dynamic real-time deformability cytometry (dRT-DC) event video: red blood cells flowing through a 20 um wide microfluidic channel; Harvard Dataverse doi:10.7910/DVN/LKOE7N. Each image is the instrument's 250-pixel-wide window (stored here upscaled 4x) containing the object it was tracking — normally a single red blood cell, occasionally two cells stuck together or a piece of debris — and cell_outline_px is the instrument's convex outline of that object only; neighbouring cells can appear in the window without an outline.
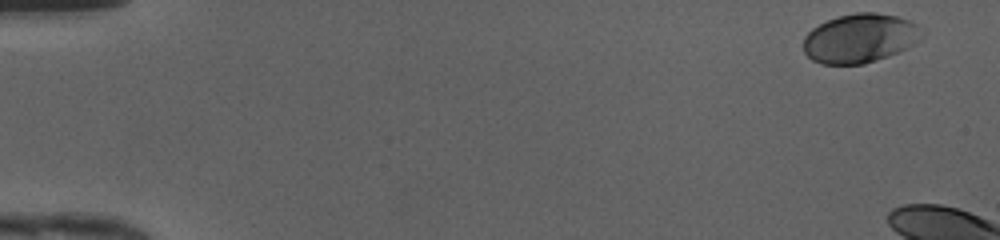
{"species": "human", "species_latin": "Homo sapiens", "temperature_condition": "cold", "stored_images_in_passage": 1, "camera_frame_rate_fps": 3000, "um_per_image_px": 0.085, "donor": {"sex": "female"}, "frame": {"image": 1, "passage_image": 1, "time_ms": 0.0, "image_size_px": [1000, 240], "cell_outline_px": [[896, 20], [880, 56], [872, 60], [860, 64], [828, 64], [816, 60], [804, 48], [804, 40], [820, 24], [844, 16], [892, 16]], "centroid_in_image_um": [72.23, 3.35], "position_along_channel_um": 12.8, "area_um2": 24.74}}